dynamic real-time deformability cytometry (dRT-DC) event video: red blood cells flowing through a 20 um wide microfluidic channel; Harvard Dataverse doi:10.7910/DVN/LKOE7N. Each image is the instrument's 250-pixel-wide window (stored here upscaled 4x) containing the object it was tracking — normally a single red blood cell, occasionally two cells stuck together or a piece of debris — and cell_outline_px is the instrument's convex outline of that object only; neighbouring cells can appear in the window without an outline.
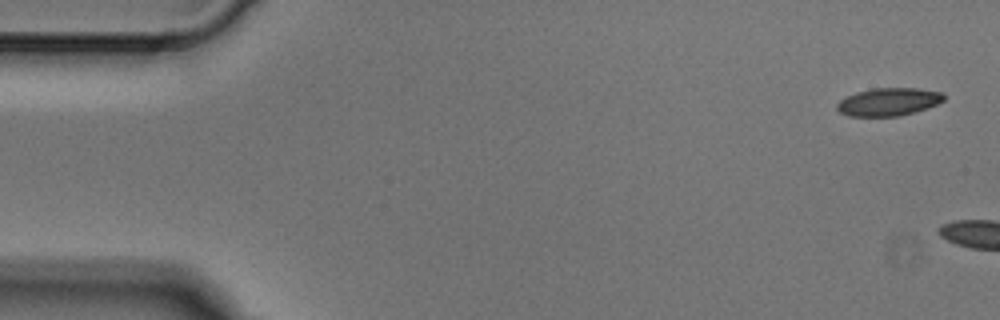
{"species": "Egyptian fruit bat (a non-hibernating species)", "species_latin": "Rousettus aegyptiacus", "temperature_condition": "cold", "stored_images_in_passage": 4, "camera_frame_rate_fps": 3000, "um_per_image_px": 0.085, "animal": {"sex": "male"}, "frame": {"image": 1, "passage_image": 1, "time_ms": 0.0, "image_size_px": [1000, 320], "cell_outline_px": [[944, 100], [928, 108], [900, 116], [848, 116], [840, 112], [836, 108], [836, 104], [844, 96], [856, 92], [872, 88], [920, 88], [944, 92]], "centroid_in_image_um": [75.52, 8.65], "position_along_channel_um": 9.5, "area_um2": 17.57}}